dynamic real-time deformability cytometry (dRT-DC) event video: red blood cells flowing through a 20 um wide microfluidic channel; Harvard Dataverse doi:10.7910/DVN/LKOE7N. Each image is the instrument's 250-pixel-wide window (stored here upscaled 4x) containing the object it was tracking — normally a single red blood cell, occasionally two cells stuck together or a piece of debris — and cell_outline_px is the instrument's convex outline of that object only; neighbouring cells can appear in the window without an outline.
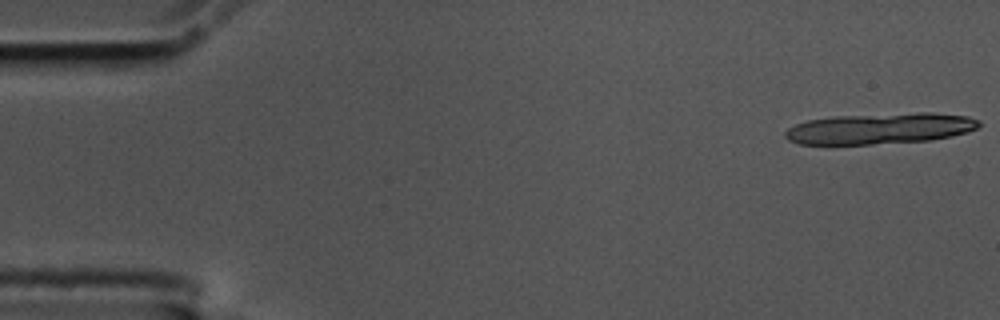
{"species": "common noctule bat (a hibernating species)", "species_latin": "Nyctalus noctula", "temperature_condition": "cold", "stored_images_in_passage": 18, "camera_frame_rate_fps": 3000, "um_per_image_px": 0.085, "animal": {"sex": "male", "body_mass_g": 17.5, "forearm_length_mm": 52.3}, "frame": {"image": 1, "passage_image": 1, "time_ms": 0.0, "image_size_px": [1000, 320], "cell_outline_px": [[980, 124], [976, 128], [968, 132], [952, 136], [932, 140], [872, 144], [800, 144], [788, 140], [784, 136], [784, 132], [788, 128], [796, 124], [808, 120], [832, 116], [920, 112], [932, 112], [968, 116], [980, 120]], "centroid_in_image_um": [74.82, 10.92], "position_along_channel_um": 10.2, "area_um2": 35.2}}